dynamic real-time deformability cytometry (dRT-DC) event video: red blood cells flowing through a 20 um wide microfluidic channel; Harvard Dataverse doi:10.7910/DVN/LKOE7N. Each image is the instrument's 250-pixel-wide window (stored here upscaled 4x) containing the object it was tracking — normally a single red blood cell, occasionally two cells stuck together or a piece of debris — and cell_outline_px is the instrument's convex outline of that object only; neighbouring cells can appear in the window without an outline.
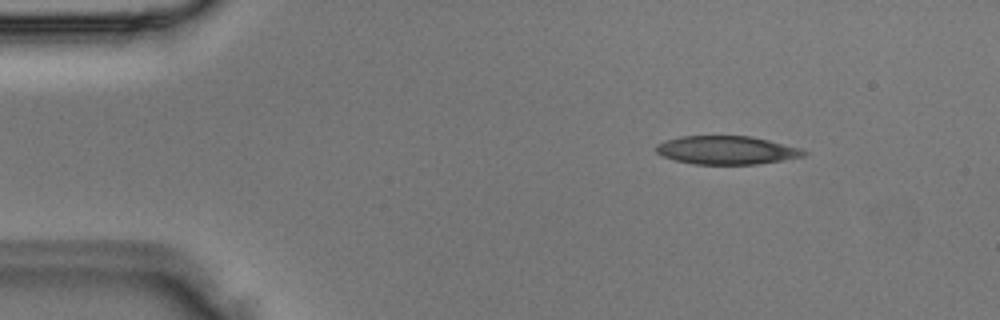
{"species": "Egyptian fruit bat (a non-hibernating species)", "species_latin": "Rousettus aegyptiacus", "temperature_condition": "room temperature", "stored_images_in_passage": 3, "camera_frame_rate_fps": 3000, "um_per_image_px": 0.085, "animal": {"sex": "male"}, "frame": {"image": 1, "passage_image": 1, "time_ms": 0.0, "image_size_px": [1000, 320], "cell_outline_px": [[808, 152], [804, 156], [784, 160], [756, 164], [692, 164], [676, 160], [664, 156], [656, 152], [656, 144], [664, 140], [680, 136], [752, 136], [800, 148]], "centroid_in_image_um": [61.75, 12.76], "position_along_channel_um": 23.2, "area_um2": 24.39}}
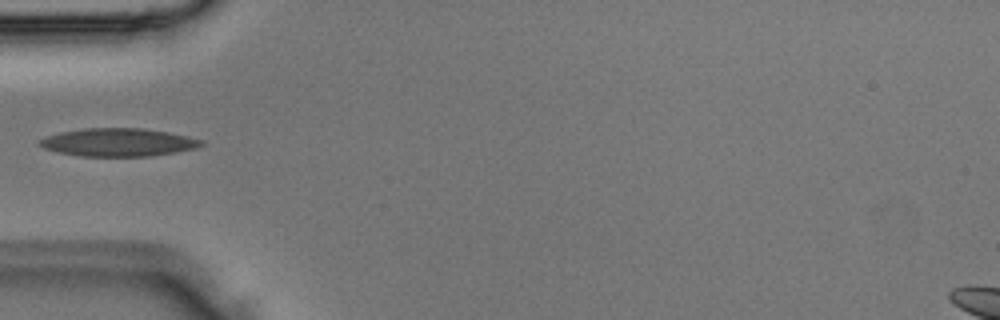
{"frame": {"image": 2, "passage_image": 3, "time_ms": 0.667, "image_size_px": [1000, 320], "cell_outline_px": [[204, 144], [196, 148], [176, 152], [148, 156], [80, 156], [60, 152], [44, 148], [36, 144], [36, 140], [44, 136], [60, 132], [84, 128], [144, 128], [168, 132], [188, 136], [204, 140]], "centroid_in_image_um": [10.02, 12.09], "position_along_channel_um": 75.0, "area_um2": 26.59}}